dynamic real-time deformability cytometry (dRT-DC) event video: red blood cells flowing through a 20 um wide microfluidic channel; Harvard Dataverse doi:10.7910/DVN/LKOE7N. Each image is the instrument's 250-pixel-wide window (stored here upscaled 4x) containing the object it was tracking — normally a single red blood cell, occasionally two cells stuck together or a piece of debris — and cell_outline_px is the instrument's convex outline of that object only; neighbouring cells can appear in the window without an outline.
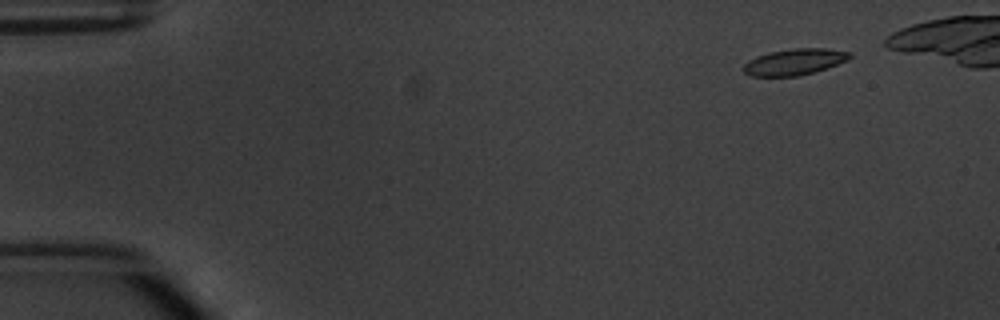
{"species": "common noctule bat (a hibernating species)", "species_latin": "Nyctalus noctula", "temperature_condition": "warm", "stored_images_in_passage": 5, "camera_frame_rate_fps": 3000, "um_per_image_px": 0.085, "animal": {"sex": "male", "body_mass_g": 20.1, "forearm_length_mm": 53.5}, "frame": {"image": 1, "passage_image": 1, "time_ms": 0.0, "image_size_px": [1000, 320], "cell_outline_px": [[852, 56], [848, 60], [816, 72], [800, 76], [752, 76], [744, 72], [744, 64], [748, 60], [756, 56], [768, 52], [792, 48], [824, 48], [852, 52]], "centroid_in_image_um": [67.55, 5.25], "position_along_channel_um": 17.4, "area_um2": 16.42}}